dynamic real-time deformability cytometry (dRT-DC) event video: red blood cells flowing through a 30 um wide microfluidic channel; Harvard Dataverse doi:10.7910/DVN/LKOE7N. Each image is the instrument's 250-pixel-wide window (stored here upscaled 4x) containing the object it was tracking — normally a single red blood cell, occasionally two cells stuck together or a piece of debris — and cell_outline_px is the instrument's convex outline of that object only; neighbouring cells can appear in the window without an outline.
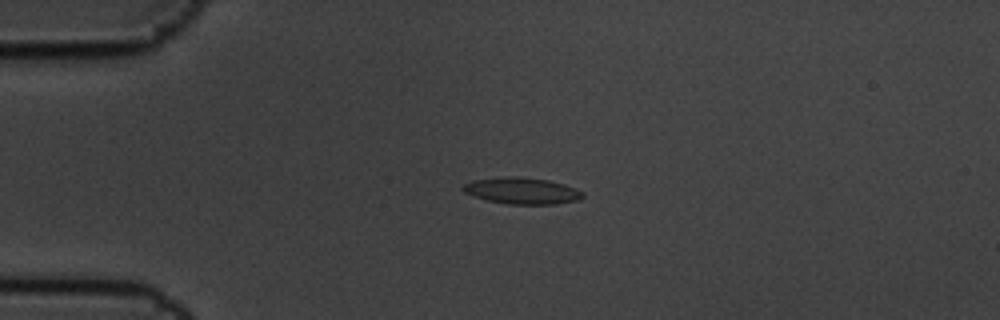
{"species": "common noctule bat (a hibernating species)", "species_latin": "Nyctalus noctula", "temperature_condition": "cold", "stored_images_in_passage": 4, "camera_frame_rate_fps": 3000, "um_per_image_px": 0.085, "animal": {"sex": "male", "body_mass_g": 19.5, "forearm_length_mm": 54.6}, "frame": {"image": 1, "passage_image": 3, "time_ms": 0.667, "image_size_px": [1000, 320], "cell_outline_px": [[584, 196], [576, 200], [556, 204], [508, 204], [488, 200], [472, 196], [464, 192], [460, 188], [464, 184], [472, 180], [500, 176], [516, 176], [548, 180], [564, 184], [576, 188], [584, 192]], "centroid_in_image_um": [44.33, 16.2], "position_along_channel_um": 40.7, "area_um2": 18.61}}